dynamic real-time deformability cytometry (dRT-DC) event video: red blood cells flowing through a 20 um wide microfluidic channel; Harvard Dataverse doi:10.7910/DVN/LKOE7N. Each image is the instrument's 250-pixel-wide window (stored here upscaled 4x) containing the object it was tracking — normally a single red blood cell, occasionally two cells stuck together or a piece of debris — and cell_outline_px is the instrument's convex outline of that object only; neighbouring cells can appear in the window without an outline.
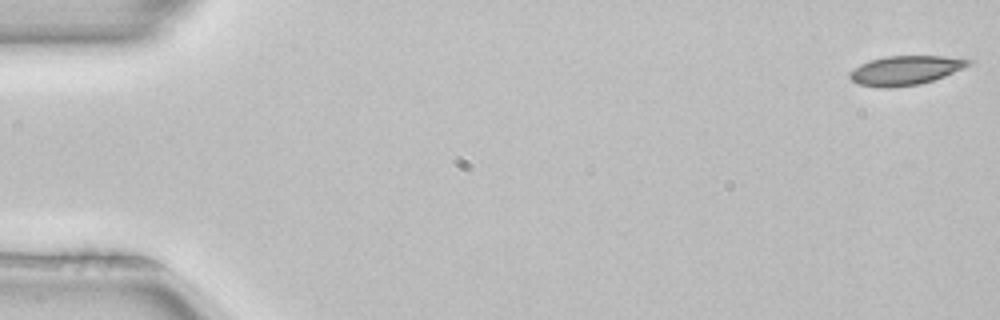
{"species": "common noctule bat (a hibernating species)", "species_latin": "Nyctalus noctula", "temperature_condition": "room temperature", "stored_images_in_passage": 4, "camera_frame_rate_fps": 3000, "um_per_image_px": 0.085, "animal": {"sex": "female", "body_mass_g": 22.7, "forearm_length_mm": 54.2}, "frame": {"image": 1, "passage_image": 1, "time_ms": 0.0, "image_size_px": [1000, 320], "cell_outline_px": [[976, 60], [972, 64], [964, 68], [944, 76], [920, 84], [888, 88], [880, 88], [856, 84], [848, 76], [848, 72], [860, 64], [868, 60], [888, 56], [944, 56]], "centroid_in_image_um": [76.95, 5.98], "position_along_channel_um": 8.1, "area_um2": 20.46}}
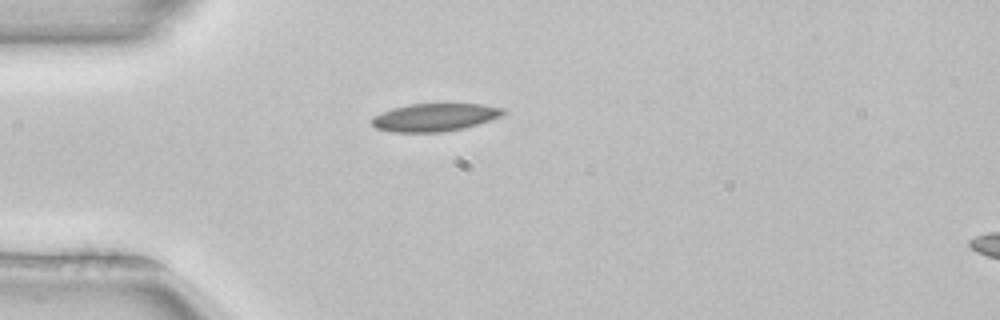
{"frame": {"image": 2, "passage_image": 4, "time_ms": 1.0, "image_size_px": [1000, 320], "cell_outline_px": [[504, 112], [500, 116], [464, 128], [444, 132], [392, 132], [376, 128], [372, 124], [372, 116], [380, 112], [392, 108], [412, 104], [480, 104], [504, 108]], "centroid_in_image_um": [36.89, 9.97], "position_along_channel_um": 48.1, "area_um2": 21.15}}